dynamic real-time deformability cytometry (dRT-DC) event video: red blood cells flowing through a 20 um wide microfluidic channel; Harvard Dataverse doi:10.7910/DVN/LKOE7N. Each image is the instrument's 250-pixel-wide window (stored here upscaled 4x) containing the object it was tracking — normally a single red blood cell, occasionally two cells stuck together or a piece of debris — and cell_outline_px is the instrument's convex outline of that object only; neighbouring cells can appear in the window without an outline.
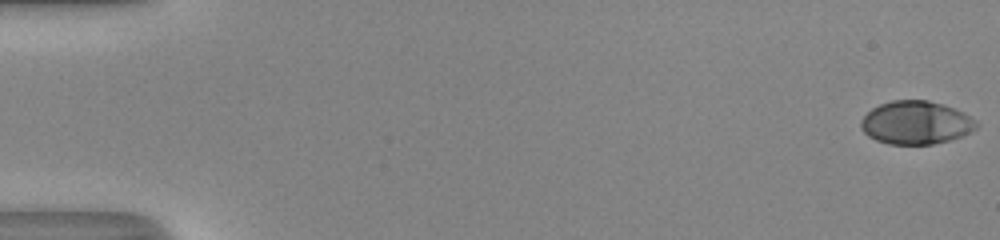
{"species": "human", "species_latin": "Homo sapiens", "temperature_condition": "room temperature", "stored_images_in_passage": 52, "camera_frame_rate_fps": 3000, "um_per_image_px": 0.085, "donor": {"sex": "male"}, "frame": {"image": 1, "passage_image": 1, "time_ms": 0.0, "image_size_px": [1000, 240], "cell_outline_px": [[976, 128], [972, 132], [948, 140], [932, 144], [888, 144], [876, 140], [868, 136], [860, 128], [860, 120], [872, 108], [880, 104], [892, 100], [928, 100], [964, 112], [976, 120]], "centroid_in_image_um": [77.82, 10.42], "position_along_channel_um": 7.2, "area_um2": 28.96}}
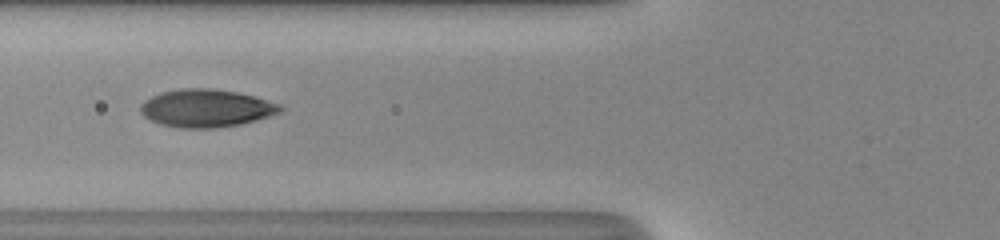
{"frame": {"image": 2, "passage_image": 22, "time_ms": 7.0, "image_size_px": [1000, 240], "cell_outline_px": [[284, 112], [240, 124], [216, 128], [180, 128], [160, 124], [144, 116], [140, 112], [140, 104], [144, 100], [160, 92], [180, 88], [212, 88], [236, 92], [284, 104]], "centroid_in_image_um": [17.55, 9.19], "position_along_channel_um": 108.3, "area_um2": 31.04}}
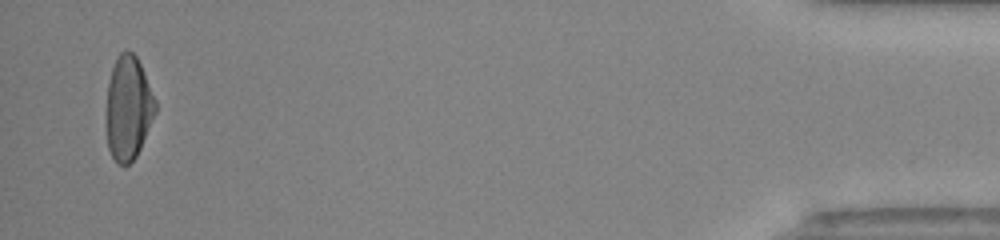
{"frame": {"image": 3, "passage_image": 51, "time_ms": 16.667, "image_size_px": [1000, 240], "cell_outline_px": [[156, 112], [140, 148], [136, 156], [128, 164], [116, 164], [108, 148], [108, 80], [112, 68], [120, 52], [124, 48], [128, 48], [136, 56], [140, 64], [156, 100]], "centroid_in_image_um": [10.92, 9.15], "position_along_channel_um": 424.3, "area_um2": 29.25}, "authors_computed_cell_mechanics": {"area_um2": 29.8826, "velocity_mm_per_s": 4.1369, "shape_relaxation_time_tau1_ms": 4.1521, "shape_relaxation_time_tau2_ms": null, "deformation_change_tau1": 0.215, "deformation_change_tau2": null}}